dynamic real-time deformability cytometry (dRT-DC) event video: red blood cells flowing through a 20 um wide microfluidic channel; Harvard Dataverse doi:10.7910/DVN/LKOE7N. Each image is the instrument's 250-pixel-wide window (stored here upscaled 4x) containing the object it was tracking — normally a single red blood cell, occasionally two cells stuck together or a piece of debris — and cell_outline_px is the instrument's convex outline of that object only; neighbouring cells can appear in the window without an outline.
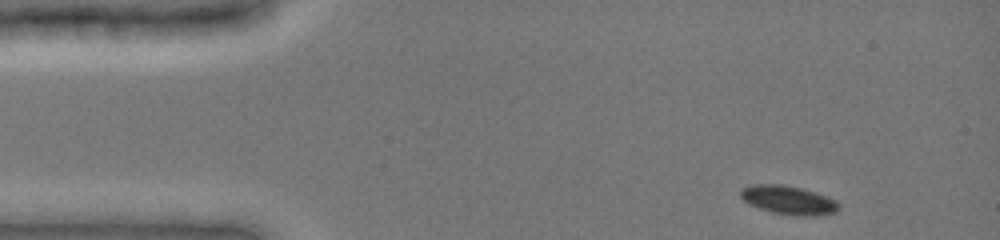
{"species": "common noctule bat (a hibernating species)", "species_latin": "Nyctalus noctula", "temperature_condition": "cold", "stored_images_in_passage": 42, "camera_frame_rate_fps": 3000, "um_per_image_px": 0.085, "animal": {"sex": "female", "body_mass_g": 19.0, "forearm_length_mm": 51.5}, "frame": {"image": 1, "passage_image": 1, "time_ms": 0.0, "image_size_px": [1000, 240], "cell_outline_px": [[840, 208], [836, 212], [820, 216], [796, 216], [772, 212], [760, 208], [744, 200], [740, 196], [740, 188], [752, 184], [780, 184], [800, 188], [816, 192], [828, 196], [836, 200], [840, 204]], "centroid_in_image_um": [67.07, 17.01], "position_along_channel_um": 17.9, "area_um2": 16.59}}
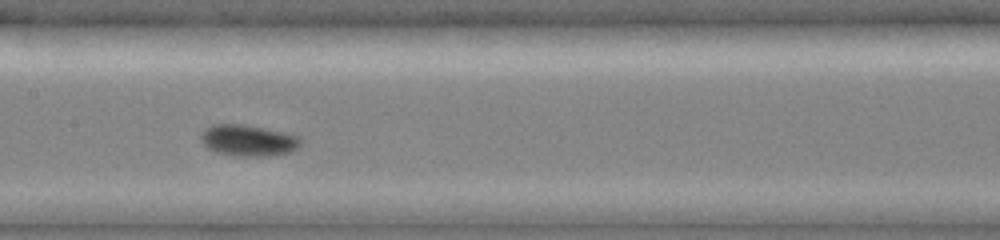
{"frame": {"image": 2, "passage_image": 20, "time_ms": 6.333, "image_size_px": [1000, 240], "cell_outline_px": [[300, 144], [292, 152], [268, 156], [236, 156], [216, 152], [208, 148], [200, 140], [200, 132], [204, 128], [212, 124], [244, 124], [288, 132], [300, 136]], "centroid_in_image_um": [21.09, 11.92], "position_along_channel_um": 186.3, "area_um2": 18.55}}
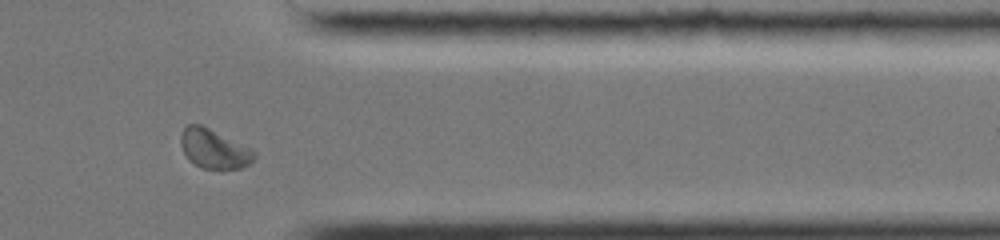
{"frame": {"image": 3, "passage_image": 36, "time_ms": 11.667, "image_size_px": [1000, 240], "cell_outline_px": [[256, 156], [248, 164], [240, 168], [200, 168], [192, 164], [188, 160], [180, 144], [180, 132], [188, 124], [200, 124], [252, 148], [256, 152]], "centroid_in_image_um": [18.16, 12.64], "position_along_channel_um": 393.2, "area_um2": 16.88}, "authors_computed_cell_mechanics": {"area_um2": 16.7042, "velocity_mm_per_s": 3.9062, "shape_relaxation_time_tau1_ms": 0.9774, "shape_relaxation_time_tau2_ms": null, "deformation_change_tau1": 0.0423, "deformation_change_tau2": null}}